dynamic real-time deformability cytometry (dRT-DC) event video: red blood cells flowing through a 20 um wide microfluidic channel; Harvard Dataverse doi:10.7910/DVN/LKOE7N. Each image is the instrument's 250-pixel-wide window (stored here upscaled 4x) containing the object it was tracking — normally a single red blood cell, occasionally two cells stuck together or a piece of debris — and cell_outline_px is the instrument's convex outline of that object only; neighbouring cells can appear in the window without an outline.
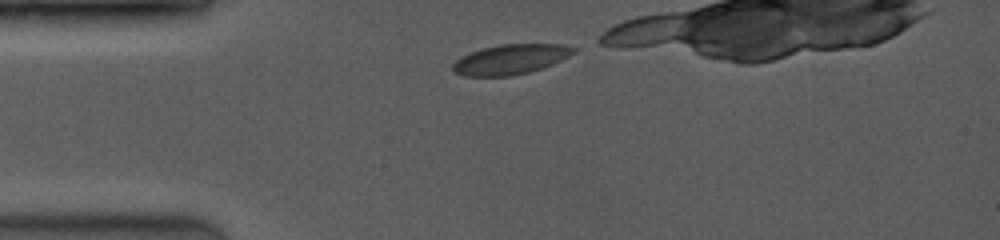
{"species": "common noctule bat (a hibernating species)", "species_latin": "Nyctalus noctula", "temperature_condition": "room temperature", "stored_images_in_passage": 12, "camera_frame_rate_fps": 3500, "um_per_image_px": 0.085, "animal": {"sex": "female", "body_mass_g": 19.0, "forearm_length_mm": 53.3}, "frame": {"image": 1, "passage_image": 1, "time_ms": 0.0, "image_size_px": [1000, 240], "cell_outline_px": [[576, 52], [552, 64], [528, 72], [512, 76], [464, 76], [456, 72], [452, 68], [452, 64], [456, 60], [472, 52], [484, 48], [500, 44], [560, 44], [576, 48]], "centroid_in_image_um": [43.4, 5.04], "position_along_channel_um": 41.6, "area_um2": 20.75}}
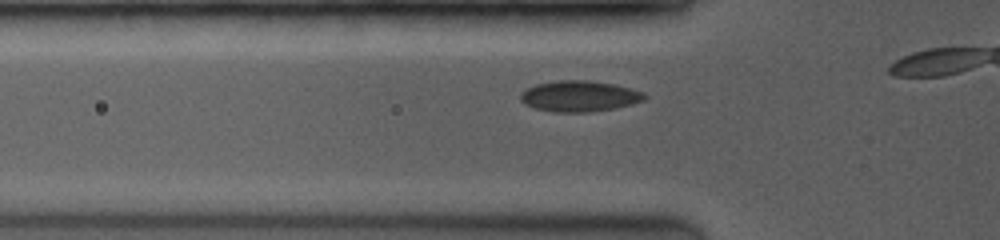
{"frame": {"image": 2, "passage_image": 6, "time_ms": 1.429, "image_size_px": [1000, 240], "cell_outline_px": [[648, 96], [644, 100], [632, 104], [616, 108], [588, 112], [552, 112], [536, 108], [524, 104], [520, 100], [520, 92], [536, 84], [556, 80], [588, 80], [612, 84], [644, 92]], "centroid_in_image_um": [49.23, 8.18], "position_along_channel_um": 76.6, "area_um2": 22.37}}
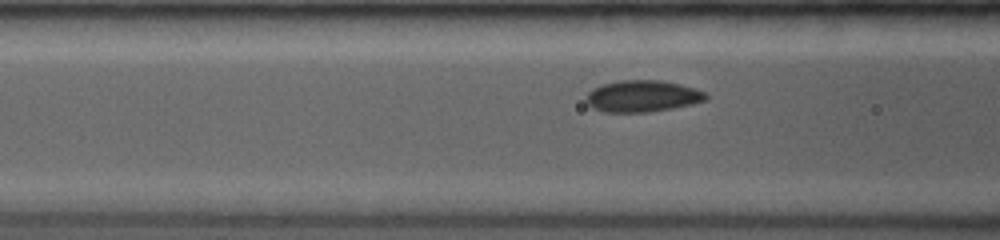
{"frame": {"image": 3, "passage_image": 9, "time_ms": 2.286, "image_size_px": [1000, 240], "cell_outline_px": [[708, 100], [692, 104], [672, 108], [648, 112], [604, 112], [592, 108], [588, 104], [588, 92], [592, 88], [604, 84], [620, 80], [660, 80], [680, 84], [704, 92], [708, 96]], "centroid_in_image_um": [54.61, 8.17], "position_along_channel_um": 112.0, "area_um2": 21.91}}